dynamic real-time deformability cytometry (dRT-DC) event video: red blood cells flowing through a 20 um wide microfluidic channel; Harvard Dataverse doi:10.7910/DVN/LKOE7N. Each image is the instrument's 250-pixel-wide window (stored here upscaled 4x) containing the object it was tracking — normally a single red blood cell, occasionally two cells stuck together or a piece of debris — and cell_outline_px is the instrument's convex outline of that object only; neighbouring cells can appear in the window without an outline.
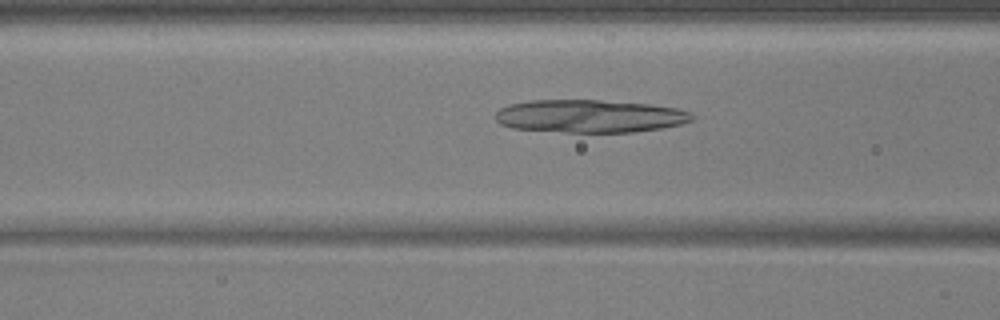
{"species": "common noctule bat (a hibernating species)", "species_latin": "Nyctalus noctula", "temperature_condition": "warm", "stored_images_in_passage": 38, "camera_frame_rate_fps": 3000, "um_per_image_px": 0.085, "animal": {"sex": "male", "body_mass_g": 17.9, "forearm_length_mm": 54.2}, "frame": {"image": 1, "passage_image": 6, "time_ms": 1.667, "image_size_px": [1000, 320], "cell_outline_px": [[696, 116], [692, 120], [680, 124], [660, 128], [632, 132], [568, 132], [512, 128], [500, 124], [496, 120], [496, 112], [500, 108], [508, 104], [532, 100], [600, 100], [648, 104], [676, 108], [692, 112]], "centroid_in_image_um": [50.12, 9.87], "position_along_channel_um": 116.5, "area_um2": 37.63}}
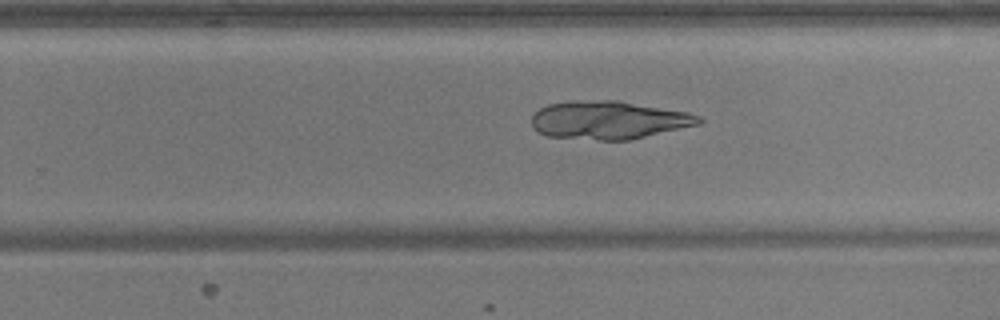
{"frame": {"image": 2, "passage_image": 19, "time_ms": 6.0, "image_size_px": [1000, 320], "cell_outline_px": [[704, 120], [700, 124], [628, 140], [600, 140], [544, 136], [536, 132], [532, 128], [532, 116], [540, 108], [548, 104], [572, 100], [616, 100], [688, 112], [700, 116]], "centroid_in_image_um": [51.7, 10.2], "position_along_channel_um": 278.1, "area_um2": 37.34}}
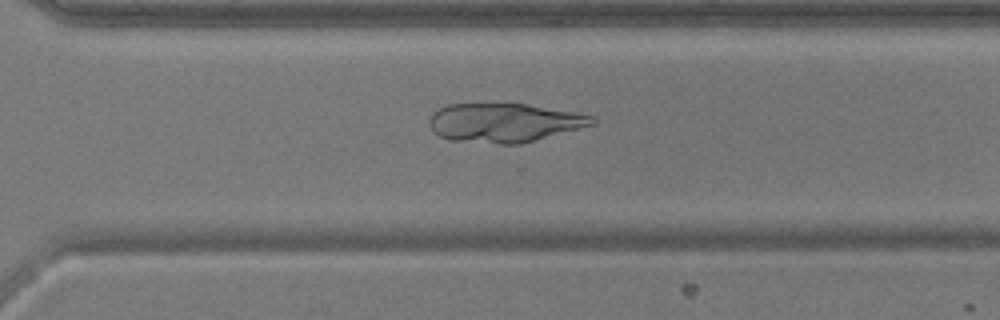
{"frame": {"image": 3, "passage_image": 23, "time_ms": 7.333, "image_size_px": [1000, 320], "cell_outline_px": [[596, 124], [520, 144], [500, 144], [448, 140], [432, 132], [428, 124], [428, 120], [440, 108], [448, 104], [524, 104], [572, 112], [592, 116], [596, 120]], "centroid_in_image_um": [42.82, 10.44], "position_along_channel_um": 327.8, "area_um2": 36.7}}